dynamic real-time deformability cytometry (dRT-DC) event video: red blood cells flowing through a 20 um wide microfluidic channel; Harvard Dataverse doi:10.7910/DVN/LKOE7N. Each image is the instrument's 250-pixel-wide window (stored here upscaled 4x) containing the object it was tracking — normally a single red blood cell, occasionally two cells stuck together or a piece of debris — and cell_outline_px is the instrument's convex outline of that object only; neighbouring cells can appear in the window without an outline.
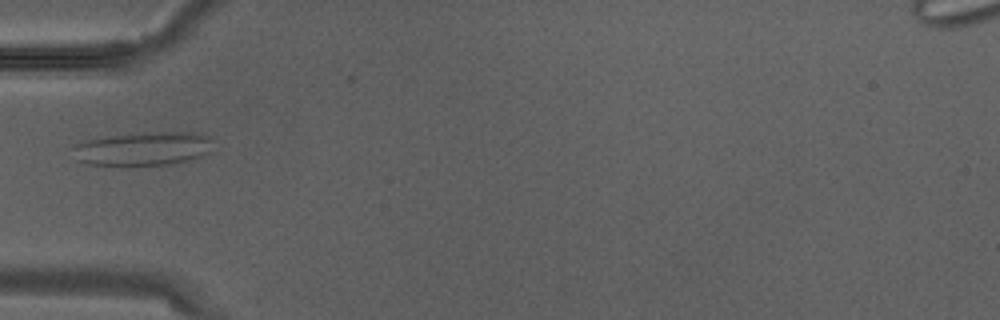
{"species": "Egyptian fruit bat (a non-hibernating species)", "species_latin": "Rousettus aegyptiacus", "temperature_condition": "warm", "stored_images_in_passage": 3, "camera_frame_rate_fps": 3000, "um_per_image_px": 0.085, "animal": {"sex": "male"}, "frame": {"image": 1, "passage_image": 3, "time_ms": 0.667, "image_size_px": [1000, 320], "cell_outline_px": [[212, 152], [200, 156], [168, 164], [88, 164], [76, 160], [68, 148], [72, 144], [88, 140], [108, 136], [160, 132], [196, 132], [212, 136]], "centroid_in_image_um": [12.14, 12.62], "position_along_channel_um": 72.9, "area_um2": 27.34}}